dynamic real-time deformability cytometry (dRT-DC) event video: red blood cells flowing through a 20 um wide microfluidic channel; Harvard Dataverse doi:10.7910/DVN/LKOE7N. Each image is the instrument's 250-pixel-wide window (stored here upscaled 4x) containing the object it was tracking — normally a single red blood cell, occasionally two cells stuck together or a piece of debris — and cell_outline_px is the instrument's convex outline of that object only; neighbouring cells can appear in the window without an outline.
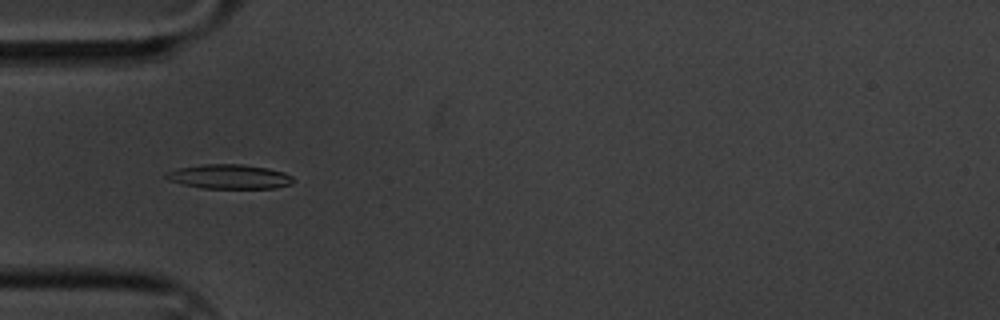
{"species": "common noctule bat (a hibernating species)", "species_latin": "Nyctalus noctula", "temperature_condition": "cold", "stored_images_in_passage": 49, "camera_frame_rate_fps": 3000, "um_per_image_px": 0.085, "animal": {"sex": "male", "body_mass_g": 20.1, "forearm_length_mm": 53.5}, "frame": {"image": 1, "passage_image": 7, "time_ms": 2.0, "image_size_px": [1000, 320], "cell_outline_px": [[292, 184], [276, 188], [204, 188], [184, 184], [168, 180], [164, 176], [168, 172], [176, 168], [204, 164], [240, 164], [268, 168], [284, 172], [292, 176]], "centroid_in_image_um": [19.5, 15.01], "position_along_channel_um": 65.5, "area_um2": 17.98}}
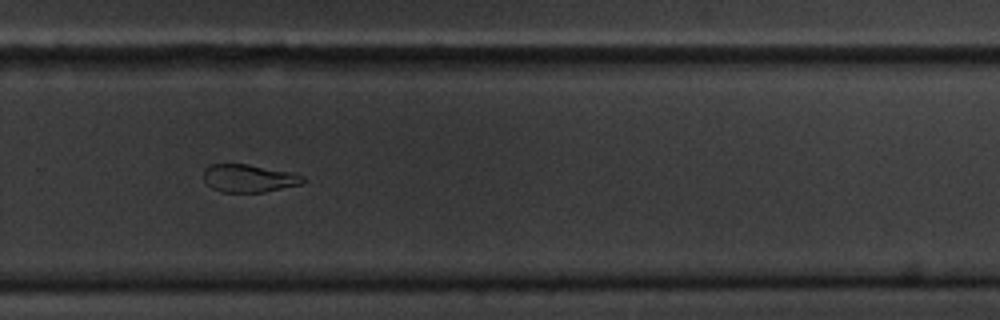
{"frame": {"image": 2, "passage_image": 29, "time_ms": 9.333, "image_size_px": [1000, 320], "cell_outline_px": [[304, 184], [264, 192], [220, 192], [212, 188], [204, 180], [204, 168], [212, 164], [248, 164], [296, 172], [304, 176]], "centroid_in_image_um": [21.21, 15.15], "position_along_channel_um": 308.6, "area_um2": 16.42}}
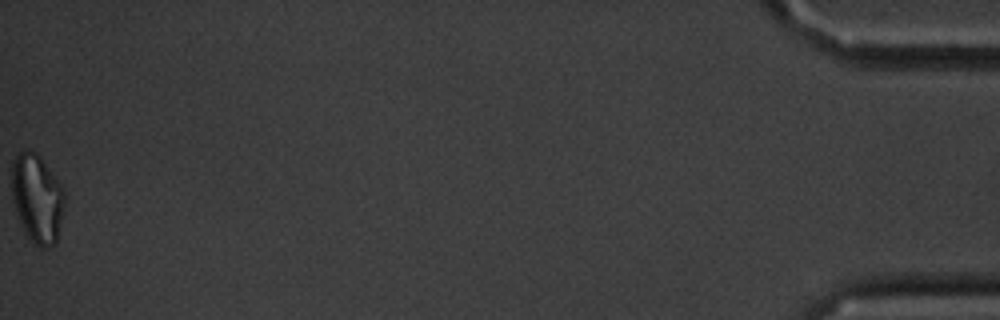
{"frame": {"image": 3, "passage_image": 49, "time_ms": 16.0, "image_size_px": [1000, 320], "cell_outline_px": [[64, 204], [56, 244], [48, 248], [40, 248], [28, 236], [16, 212], [12, 200], [12, 160], [24, 148], [28, 148], [36, 152], [40, 156], [60, 184], [64, 192]], "centroid_in_image_um": [3.15, 16.83], "position_along_channel_um": 432.1, "area_um2": 27.11}, "authors_computed_cell_mechanics": {"area_um2": 17.629, "velocity_mm_per_s": 3.3225, "shape_relaxation_time_tau1_ms": 4.8228, "shape_relaxation_time_tau2_ms": null, "deformation_change_tau1": 0.1886, "deformation_change_tau2": null}}